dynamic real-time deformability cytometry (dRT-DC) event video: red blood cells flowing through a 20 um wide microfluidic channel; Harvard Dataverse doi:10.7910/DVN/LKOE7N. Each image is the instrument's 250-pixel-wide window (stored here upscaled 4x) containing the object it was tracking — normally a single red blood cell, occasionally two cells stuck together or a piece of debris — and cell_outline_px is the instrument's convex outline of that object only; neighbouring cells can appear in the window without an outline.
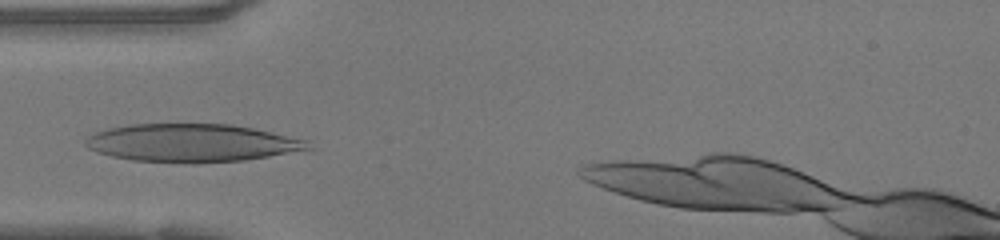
{"species": "human", "species_latin": "Homo sapiens", "temperature_condition": "warm", "stored_images_in_passage": 30, "camera_frame_rate_fps": 3000, "um_per_image_px": 0.085, "donor": {"sex": "female"}, "frame": {"image": 1, "passage_image": 6, "time_ms": 1.667, "image_size_px": [1000, 240], "cell_outline_px": [[312, 148], [268, 156], [244, 160], [192, 164], [132, 160], [112, 156], [96, 152], [88, 148], [84, 144], [84, 140], [88, 136], [96, 132], [108, 128], [128, 124], [232, 124], [252, 128], [308, 140]], "centroid_in_image_um": [16.25, 12.15], "position_along_channel_um": 68.7, "area_um2": 49.36}}
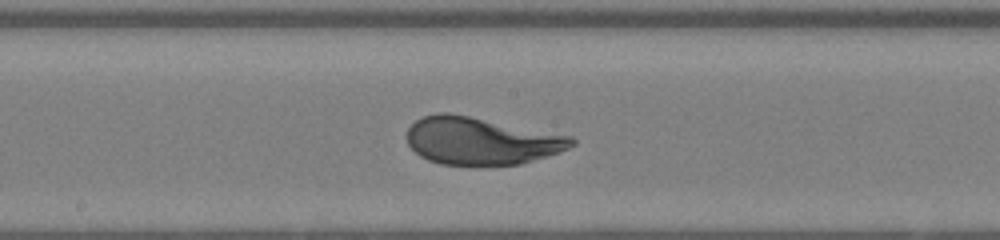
{"frame": {"image": 2, "passage_image": 16, "time_ms": 5.0, "image_size_px": [1000, 240], "cell_outline_px": [[576, 144], [560, 152], [548, 156], [520, 164], [440, 164], [428, 160], [420, 156], [408, 144], [408, 128], [416, 120], [424, 116], [436, 112], [448, 112], [572, 136], [576, 140]], "centroid_in_image_um": [40.9, 11.96], "position_along_channel_um": 207.3, "area_um2": 45.14}}
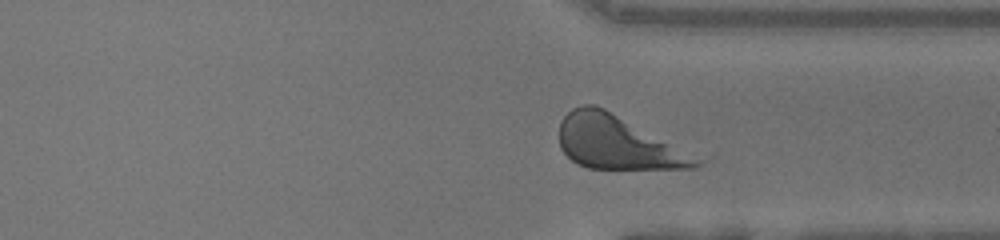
{"frame": {"image": 3, "passage_image": 27, "time_ms": 8.667, "image_size_px": [1000, 240], "cell_outline_px": [[712, 156], [704, 164], [692, 168], [588, 168], [576, 164], [560, 148], [560, 120], [572, 108], [584, 104], [592, 104], [604, 108]], "centroid_in_image_um": [52.78, 12.11], "position_along_channel_um": 358.6, "area_um2": 45.03}, "authors_computed_cell_mechanics": {"area_um2": 45.2863, "velocity_mm_per_s": 4.1329, "shape_relaxation_time_tau1_ms": 3.896, "shape_relaxation_time_tau2_ms": null, "deformation_change_tau1": 0.23, "deformation_change_tau2": null}}